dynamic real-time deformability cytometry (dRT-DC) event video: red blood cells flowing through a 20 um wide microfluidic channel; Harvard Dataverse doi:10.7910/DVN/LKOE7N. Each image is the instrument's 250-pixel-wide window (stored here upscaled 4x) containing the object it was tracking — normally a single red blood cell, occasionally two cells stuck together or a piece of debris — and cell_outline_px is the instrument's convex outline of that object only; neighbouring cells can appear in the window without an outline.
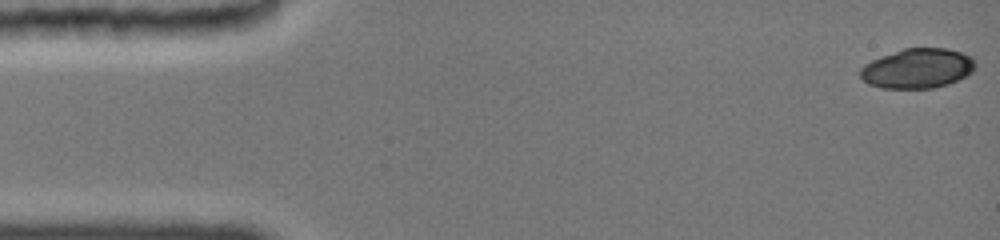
{"species": "common noctule bat (a hibernating species)", "species_latin": "Nyctalus noctula", "temperature_condition": "cold", "stored_images_in_passage": 24, "camera_frame_rate_fps": 3000, "um_per_image_px": 0.085, "animal": {"sex": "female", "body_mass_g": 19.0, "forearm_length_mm": 51.5}, "frame": {"image": 1, "passage_image": 1, "time_ms": 0.0, "image_size_px": [1000, 240], "cell_outline_px": [[976, 68], [972, 72], [948, 84], [932, 88], [880, 88], [868, 84], [860, 76], [860, 68], [864, 64], [872, 60], [904, 48], [948, 48], [972, 56], [976, 64]], "centroid_in_image_um": [77.99, 5.81], "position_along_channel_um": 7.0, "area_um2": 26.65}}
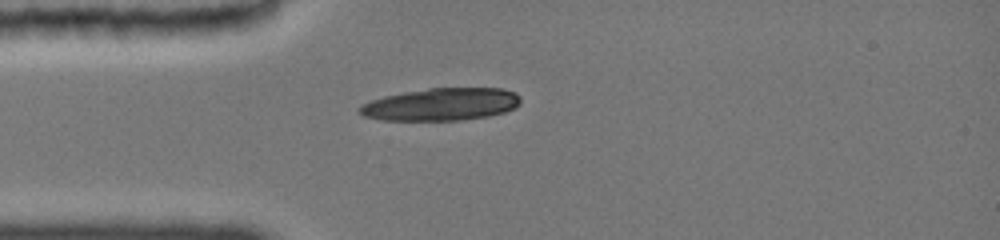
{"frame": {"image": 2, "passage_image": 20, "time_ms": 4.0, "image_size_px": [1000, 240], "cell_outline_px": [[520, 104], [504, 112], [484, 116], [456, 120], [384, 120], [364, 116], [360, 112], [360, 104], [384, 96], [404, 92], [428, 88], [500, 88], [516, 92], [520, 96]], "centroid_in_image_um": [37.5, 8.85], "position_along_channel_um": 47.5, "area_um2": 30.17}}